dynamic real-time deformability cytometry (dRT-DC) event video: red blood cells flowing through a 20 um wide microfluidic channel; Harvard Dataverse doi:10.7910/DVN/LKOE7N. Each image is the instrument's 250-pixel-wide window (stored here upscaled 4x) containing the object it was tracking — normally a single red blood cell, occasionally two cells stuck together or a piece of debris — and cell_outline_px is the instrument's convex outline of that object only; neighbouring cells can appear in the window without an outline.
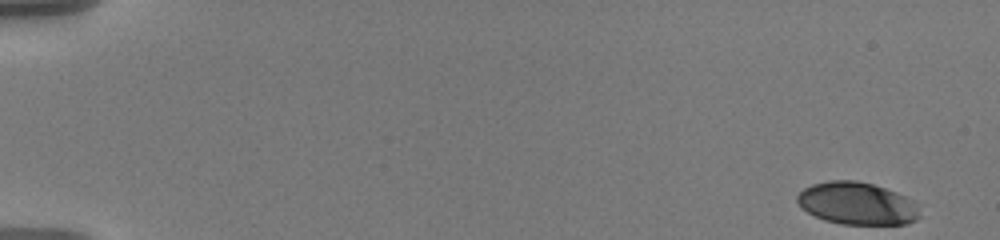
{"species": "human", "species_latin": "Homo sapiens", "temperature_condition": "warm", "stored_images_in_passage": 56, "camera_frame_rate_fps": 3000, "um_per_image_px": 0.085, "donor": {"sex": "male"}, "frame": {"image": 1, "passage_image": 1, "time_ms": 0.0, "image_size_px": [1000, 240], "cell_outline_px": [[920, 216], [916, 220], [904, 224], [840, 224], [824, 220], [808, 212], [796, 200], [796, 196], [804, 188], [812, 184], [828, 180], [856, 180], [872, 184], [896, 192], [912, 200]], "centroid_in_image_um": [72.82, 17.29], "position_along_channel_um": 12.2, "area_um2": 30.0}}
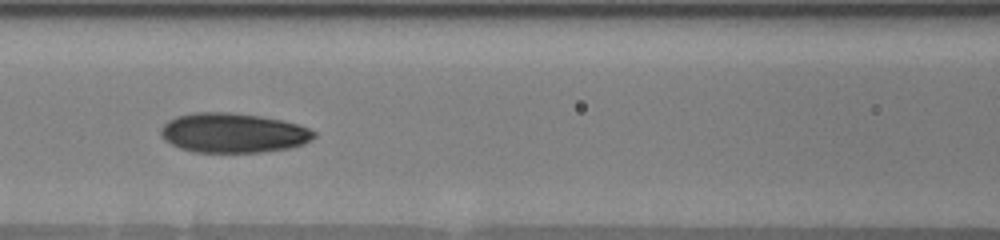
{"frame": {"image": 2, "passage_image": 26, "time_ms": 8.333, "image_size_px": [1000, 240], "cell_outline_px": [[316, 136], [312, 140], [304, 144], [292, 148], [260, 152], [192, 152], [180, 148], [164, 140], [160, 136], [160, 128], [168, 120], [176, 116], [192, 112], [232, 112], [260, 116], [284, 120], [308, 128], [316, 132]], "centroid_in_image_um": [19.81, 11.29], "position_along_channel_um": 146.8, "area_um2": 35.78}}
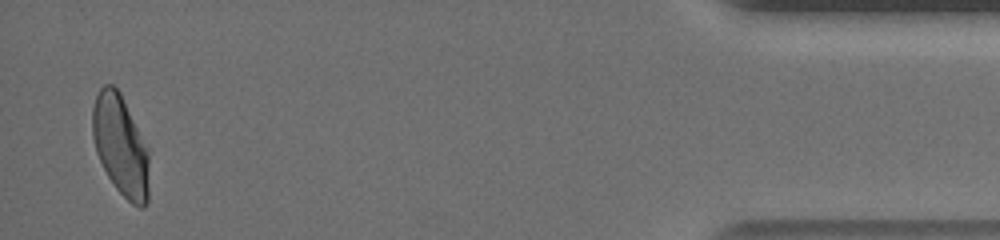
{"frame": {"image": 3, "passage_image": 55, "time_ms": 18.0, "image_size_px": [1000, 240], "cell_outline_px": [[148, 200], [144, 208], [140, 208], [132, 204], [116, 188], [108, 176], [96, 152], [92, 136], [92, 108], [96, 96], [100, 88], [104, 84], [112, 84], [120, 92], [148, 152]], "centroid_in_image_um": [10.22, 12.38], "position_along_channel_um": 425.0, "area_um2": 32.66}, "authors_computed_cell_mechanics": {"area_um2": 34.0731, "velocity_mm_per_s": 3.5798, "shape_relaxation_time_tau1_ms": 7.2335, "shape_relaxation_time_tau2_ms": 1.621, "deformation_change_tau1": 0.2086, "deformation_change_tau2": 0.0686}}